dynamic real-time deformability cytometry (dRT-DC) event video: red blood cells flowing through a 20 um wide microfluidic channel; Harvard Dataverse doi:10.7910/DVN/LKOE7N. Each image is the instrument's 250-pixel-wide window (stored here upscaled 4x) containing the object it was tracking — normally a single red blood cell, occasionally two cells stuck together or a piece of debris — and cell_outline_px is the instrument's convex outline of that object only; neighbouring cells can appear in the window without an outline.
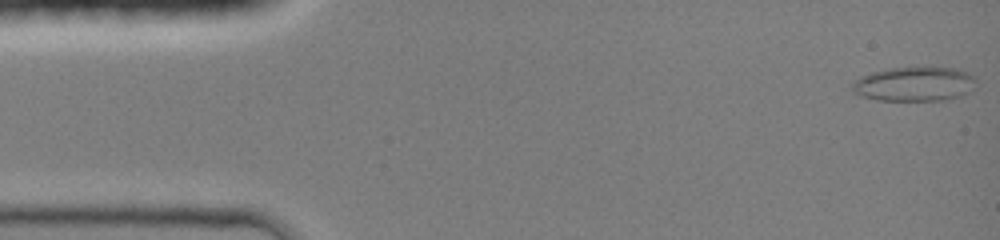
{"species": "common noctule bat (a hibernating species)", "species_latin": "Nyctalus noctula", "temperature_condition": "room temperature", "stored_images_in_passage": 45, "camera_frame_rate_fps": 3000, "um_per_image_px": 0.085, "animal": {"sex": "female", "body_mass_g": 19.0, "forearm_length_mm": 51.5}, "frame": {"image": 1, "passage_image": 1, "time_ms": 0.0, "image_size_px": [1000, 240], "cell_outline_px": [[976, 80], [960, 96], [944, 100], [876, 100], [860, 96], [852, 92], [852, 84], [860, 76], [872, 72], [888, 68], [924, 64], [956, 68], [976, 76]], "centroid_in_image_um": [77.68, 7.09], "position_along_channel_um": 7.3, "area_um2": 25.43}}
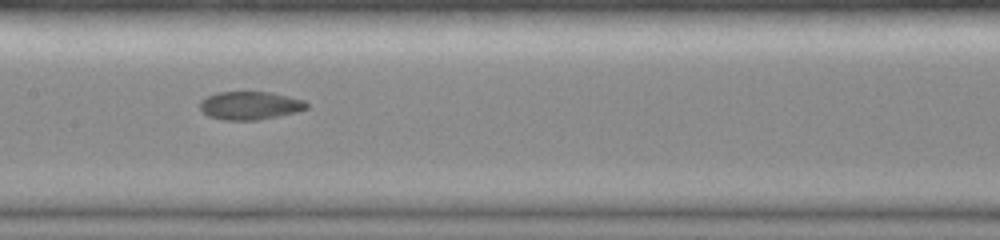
{"frame": {"image": 2, "passage_image": 22, "time_ms": 7.0, "image_size_px": [1000, 240], "cell_outline_px": [[308, 108], [296, 112], [256, 120], [224, 120], [208, 116], [200, 108], [200, 100], [216, 92], [272, 92], [304, 100], [308, 104]], "centroid_in_image_um": [21.24, 8.96], "position_along_channel_um": 186.2, "area_um2": 17.46}}
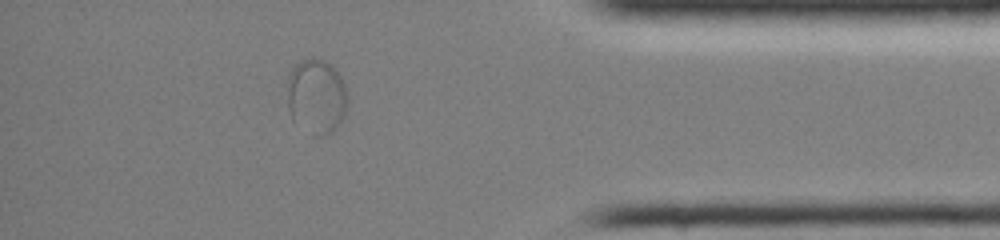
{"frame": {"image": 3, "passage_image": 39, "time_ms": 12.667, "image_size_px": [1000, 240], "cell_outline_px": [[348, 104], [344, 116], [340, 124], [332, 132], [324, 136], [312, 136], [292, 120], [288, 112], [288, 76], [292, 68], [300, 60], [312, 56], [324, 60], [332, 64], [340, 76], [344, 84], [348, 96]], "centroid_in_image_um": [26.9, 8.2], "position_along_channel_um": 408.3, "area_um2": 27.05}}